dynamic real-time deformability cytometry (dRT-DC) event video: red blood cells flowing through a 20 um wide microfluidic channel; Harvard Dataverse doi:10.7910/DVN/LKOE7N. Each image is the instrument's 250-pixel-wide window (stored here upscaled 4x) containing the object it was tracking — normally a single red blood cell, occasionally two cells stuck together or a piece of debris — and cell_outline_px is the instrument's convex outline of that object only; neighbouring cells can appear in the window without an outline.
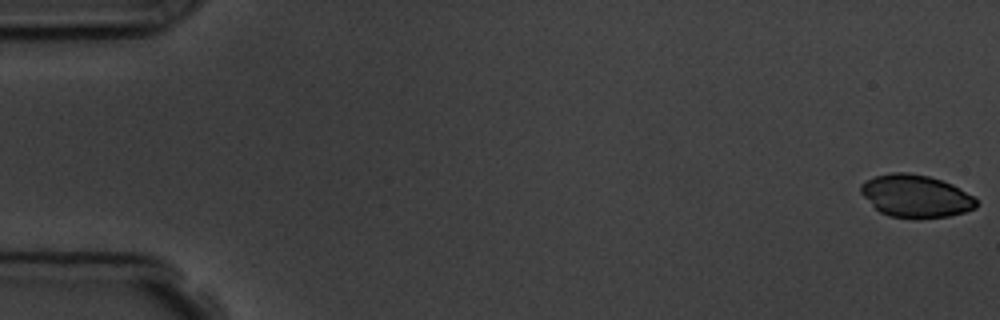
{"species": "common noctule bat (a hibernating species)", "species_latin": "Nyctalus noctula", "temperature_condition": "room temperature", "stored_images_in_passage": 7, "camera_frame_rate_fps": 3000, "um_per_image_px": 0.085, "animal": {"sex": "male", "body_mass_g": 19.5, "forearm_length_mm": 54.6}, "frame": {"image": 1, "passage_image": 1, "time_ms": 0.0, "image_size_px": [1000, 320], "cell_outline_px": [[976, 208], [964, 212], [948, 216], [916, 220], [888, 216], [880, 212], [860, 192], [860, 184], [876, 176], [892, 172], [908, 172], [928, 176], [952, 184], [960, 188], [972, 196], [976, 200]], "centroid_in_image_um": [77.83, 16.69], "position_along_channel_um": 7.2, "area_um2": 28.73}}